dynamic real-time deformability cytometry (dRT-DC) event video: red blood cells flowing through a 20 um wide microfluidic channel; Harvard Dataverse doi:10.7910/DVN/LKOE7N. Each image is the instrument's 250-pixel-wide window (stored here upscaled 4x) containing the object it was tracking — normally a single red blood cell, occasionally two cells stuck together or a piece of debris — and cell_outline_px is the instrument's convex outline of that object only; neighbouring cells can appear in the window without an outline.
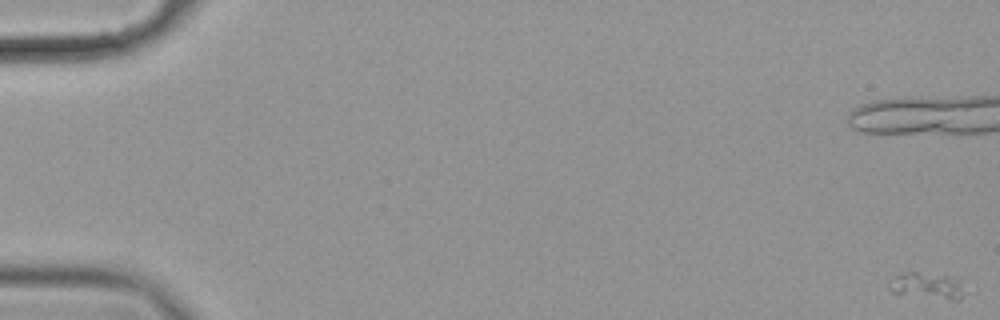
{"species": "common noctule bat (a hibernating species)", "species_latin": "Nyctalus noctula", "temperature_condition": "cold", "stored_images_in_passage": 55, "camera_frame_rate_fps": 3000, "um_per_image_px": 0.085, "animal": {"sex": "female", "body_mass_g": 19.9}, "frame": {"image": 1, "passage_image": 1, "time_ms": 0.0, "image_size_px": [1000, 320], "cell_outline_px": [[976, 292], [960, 300], [956, 300], [892, 292], [888, 288], [896, 276], [900, 272], [916, 272], [948, 276], [976, 284]], "centroid_in_image_um": [79.22, 24.3], "position_along_channel_um": 5.8, "area_um2": 12.48}}